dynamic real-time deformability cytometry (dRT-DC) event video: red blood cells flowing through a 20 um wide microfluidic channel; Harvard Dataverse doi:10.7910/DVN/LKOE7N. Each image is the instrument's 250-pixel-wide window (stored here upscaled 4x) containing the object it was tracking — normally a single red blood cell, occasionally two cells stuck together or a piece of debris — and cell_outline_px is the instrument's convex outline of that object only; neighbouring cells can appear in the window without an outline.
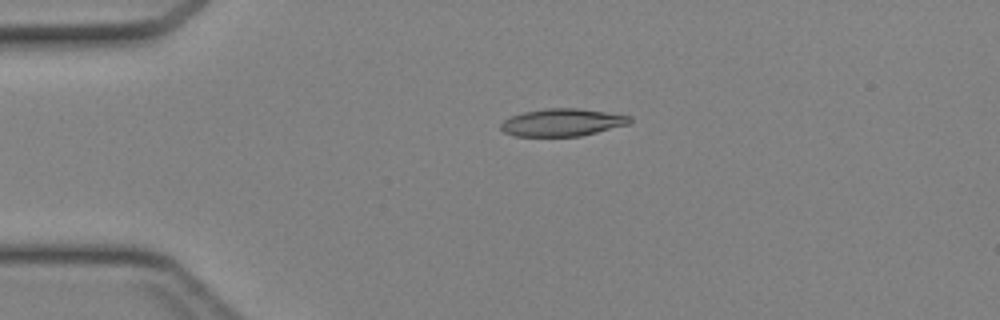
{"species": "Egyptian fruit bat (a non-hibernating species)", "species_latin": "Rousettus aegyptiacus", "temperature_condition": "cold", "stored_images_in_passage": 35, "camera_frame_rate_fps": 3000, "um_per_image_px": 0.085, "animal": {"sex": "female"}, "frame": {"image": 1, "passage_image": 1, "time_ms": 0.0, "image_size_px": [1000, 320], "cell_outline_px": [[632, 120], [628, 124], [580, 136], [516, 136], [504, 132], [500, 128], [500, 124], [504, 120], [512, 116], [524, 112], [544, 108], [580, 108], [632, 116]], "centroid_in_image_um": [47.79, 10.4], "position_along_channel_um": 37.2, "area_um2": 20.58}}
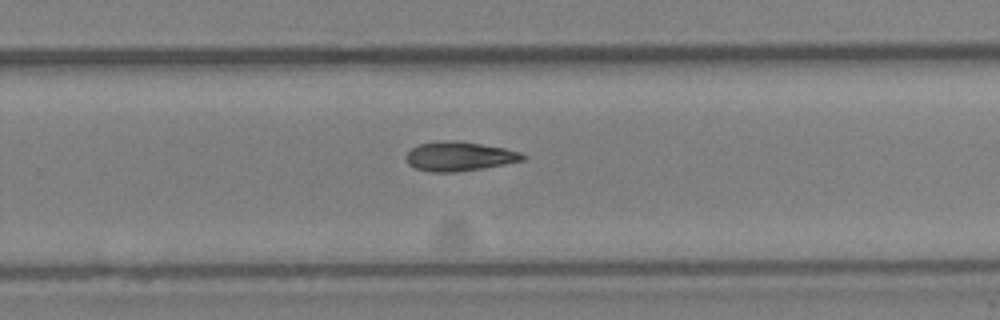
{"frame": {"image": 2, "passage_image": 20, "time_ms": 6.333, "image_size_px": [1000, 320], "cell_outline_px": [[528, 156], [524, 160], [484, 168], [456, 172], [432, 172], [416, 168], [408, 164], [404, 156], [412, 148], [420, 144], [440, 140], [456, 140], [504, 148], [520, 152]], "centroid_in_image_um": [39.03, 13.29], "position_along_channel_um": 290.8, "area_um2": 19.94}}
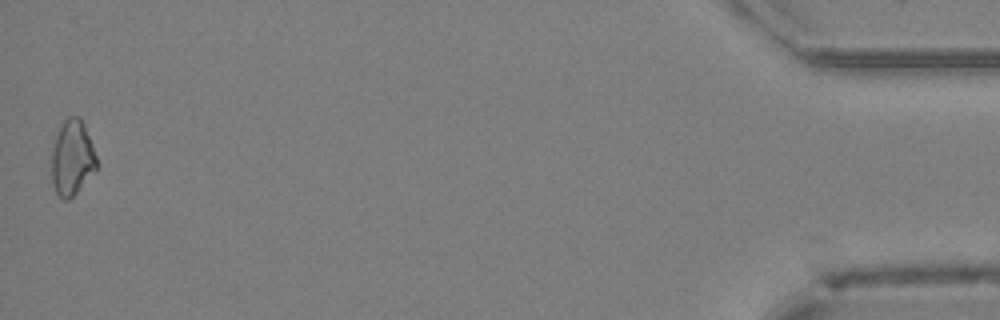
{"frame": {"image": 3, "passage_image": 35, "time_ms": 11.333, "image_size_px": [1000, 320], "cell_outline_px": [[96, 172], [68, 200], [64, 200], [56, 192], [52, 184], [52, 148], [56, 132], [60, 124], [68, 116], [80, 116], [84, 124], [92, 144], [96, 156]], "centroid_in_image_um": [6.12, 13.39], "position_along_channel_um": 429.1, "area_um2": 19.88}}